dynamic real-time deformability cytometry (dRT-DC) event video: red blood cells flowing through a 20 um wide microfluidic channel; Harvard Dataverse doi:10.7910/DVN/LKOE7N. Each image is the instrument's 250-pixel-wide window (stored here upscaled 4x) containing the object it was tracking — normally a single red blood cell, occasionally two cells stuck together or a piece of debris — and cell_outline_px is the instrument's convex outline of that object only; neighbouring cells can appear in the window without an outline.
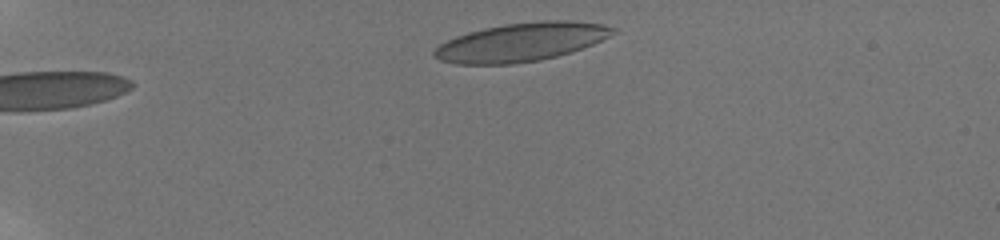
{"species": "human", "species_latin": "Homo sapiens", "temperature_condition": "room temperature", "stored_images_in_passage": 14, "camera_frame_rate_fps": 3000, "um_per_image_px": 0.085, "donor": {"sex": "male"}, "frame": {"image": 1, "passage_image": 1, "time_ms": 0.0, "image_size_px": [1000, 240], "cell_outline_px": [[620, 32], [592, 44], [572, 52], [540, 60], [512, 64], [456, 64], [440, 60], [432, 56], [432, 52], [440, 44], [456, 36], [468, 32], [484, 28], [504, 24], [544, 20], [568, 20], [604, 24], [616, 28]], "centroid_in_image_um": [44.34, 3.57], "position_along_channel_um": 40.7, "area_um2": 40.29}}
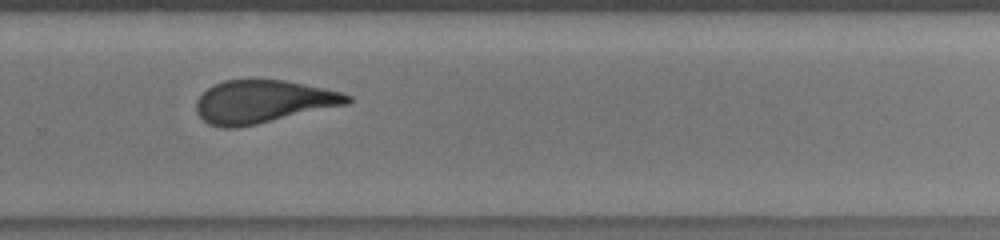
{"frame": {"image": 2, "passage_image": 10, "time_ms": 9.0, "image_size_px": [1000, 240], "cell_outline_px": [[352, 100], [348, 104], [256, 124], [236, 128], [220, 128], [208, 124], [196, 112], [196, 100], [212, 84], [224, 80], [284, 80], [344, 92], [352, 96]], "centroid_in_image_um": [22.35, 8.64], "position_along_channel_um": 307.5, "area_um2": 37.74}, "authors_computed_cell_mechanics": {"area_um2": 38.9861, "velocity_mm_per_s": 3.8493, "shape_relaxation_time_tau1_ms": 7.8451, "shape_relaxation_time_tau2_ms": 1.2391, "deformation_change_tau1": 0.2011, "deformation_change_tau2": 0.0858}}